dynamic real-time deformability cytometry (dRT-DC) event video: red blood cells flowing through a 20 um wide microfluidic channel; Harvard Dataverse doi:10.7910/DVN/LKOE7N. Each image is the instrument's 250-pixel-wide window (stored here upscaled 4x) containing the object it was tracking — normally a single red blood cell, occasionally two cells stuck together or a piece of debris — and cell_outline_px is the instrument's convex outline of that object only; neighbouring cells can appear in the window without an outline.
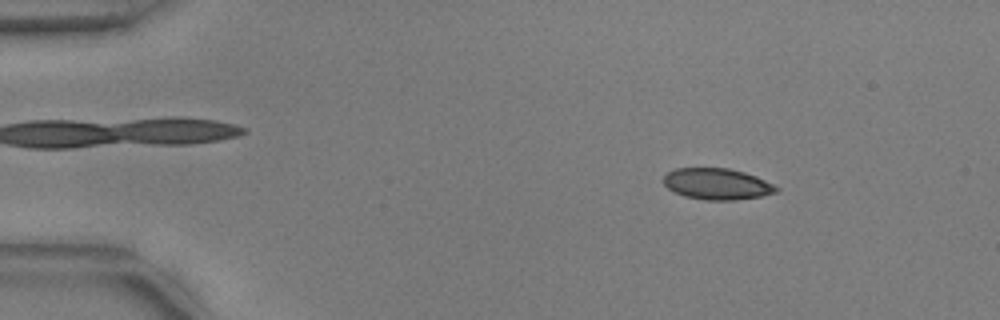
{"species": "common noctule bat (a hibernating species)", "species_latin": "Nyctalus noctula", "temperature_condition": "warm", "stored_images_in_passage": 53, "camera_frame_rate_fps": 3000, "um_per_image_px": 0.085, "animal": {"sex": "male", "body_mass_g": 17.9, "forearm_length_mm": 54.2}, "frame": {"image": 1, "passage_image": 7, "time_ms": 2.0, "image_size_px": [1000, 320], "cell_outline_px": [[780, 188], [776, 192], [760, 196], [736, 200], [704, 200], [684, 196], [668, 188], [664, 184], [664, 176], [668, 172], [676, 168], [728, 168], [744, 172], [756, 176]], "centroid_in_image_um": [60.94, 15.64], "position_along_channel_um": 24.1, "area_um2": 20.4}}
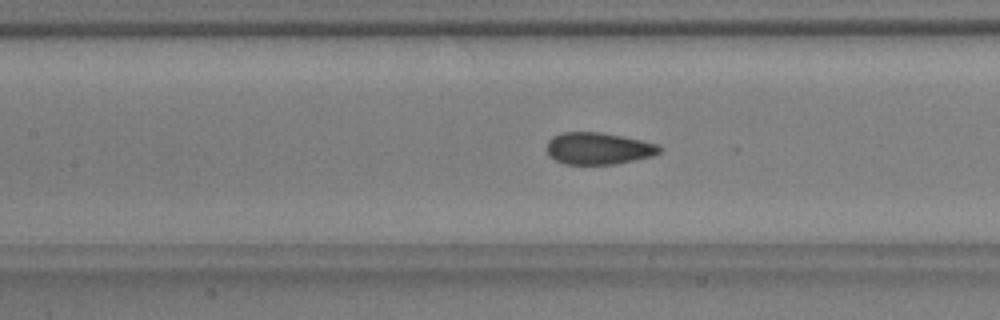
{"frame": {"image": 2, "passage_image": 24, "time_ms": 7.667, "image_size_px": [1000, 320], "cell_outline_px": [[664, 148], [660, 152], [652, 156], [616, 164], [564, 164], [548, 156], [544, 148], [548, 140], [552, 136], [564, 132], [600, 132], [660, 144]], "centroid_in_image_um": [50.83, 12.62], "position_along_channel_um": 156.6, "area_um2": 21.21}}
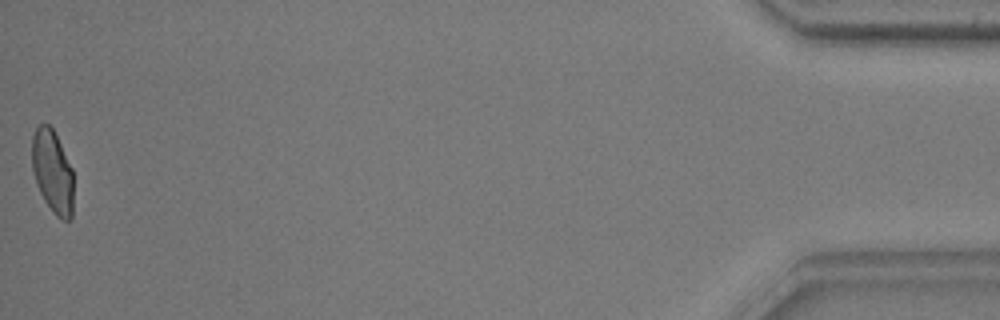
{"frame": {"image": 3, "passage_image": 53, "time_ms": 17.333, "image_size_px": [1000, 320], "cell_outline_px": [[72, 216], [68, 220], [64, 220], [56, 216], [52, 212], [44, 200], [36, 184], [32, 168], [32, 136], [36, 128], [40, 124], [48, 124], [52, 128], [72, 168]], "centroid_in_image_um": [4.44, 14.6], "position_along_channel_um": 430.8, "area_um2": 19.88}, "authors_computed_cell_mechanics": {"area_um2": 21.0392, "velocity_mm_per_s": 3.7609, "shape_relaxation_time_tau1_ms": 10.4908, "shape_relaxation_time_tau2_ms": null, "deformation_change_tau1": 0.2099, "deformation_change_tau2": null}}